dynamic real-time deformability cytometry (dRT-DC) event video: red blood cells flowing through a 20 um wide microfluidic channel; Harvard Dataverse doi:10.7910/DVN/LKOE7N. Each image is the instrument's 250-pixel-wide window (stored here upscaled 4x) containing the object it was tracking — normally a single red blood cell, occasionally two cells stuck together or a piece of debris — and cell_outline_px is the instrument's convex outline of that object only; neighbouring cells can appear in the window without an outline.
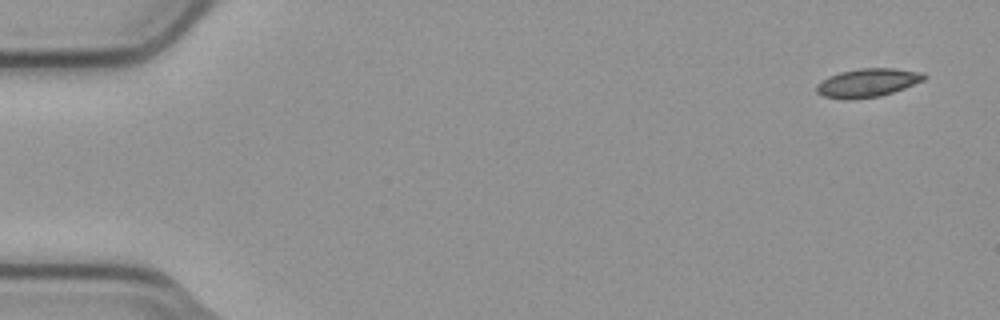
{"species": "common noctule bat (a hibernating species)", "species_latin": "Nyctalus noctula", "temperature_condition": "cold", "stored_images_in_passage": 5, "camera_frame_rate_fps": 3000, "um_per_image_px": 0.085, "animal": {"sex": "male", "body_mass_g": 23.1, "forearm_length_mm": 52.7}, "frame": {"image": 1, "passage_image": 1, "time_ms": 0.0, "image_size_px": [1000, 320], "cell_outline_px": [[928, 76], [924, 80], [904, 88], [880, 96], [824, 96], [816, 92], [816, 84], [828, 76], [840, 72], [860, 68], [892, 68], [924, 72]], "centroid_in_image_um": [73.81, 6.97], "position_along_channel_um": 11.2, "area_um2": 17.11}}
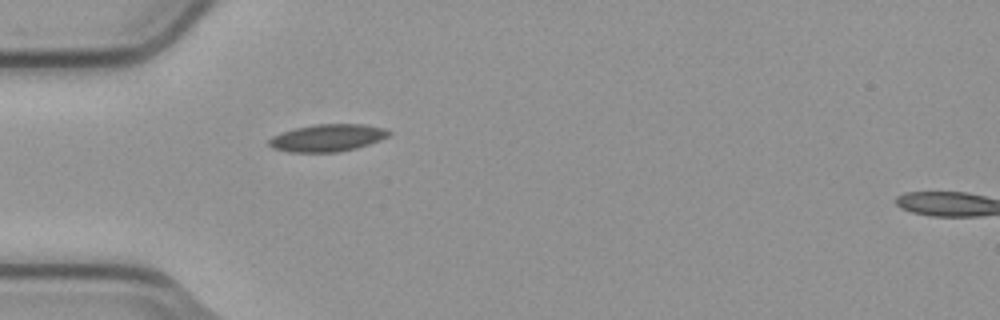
{"frame": {"image": 2, "passage_image": 5, "time_ms": 1.333, "image_size_px": [1000, 320], "cell_outline_px": [[392, 132], [388, 136], [380, 140], [356, 148], [336, 152], [288, 152], [272, 148], [268, 144], [268, 140], [272, 136], [280, 132], [296, 128], [316, 124], [364, 124], [384, 128]], "centroid_in_image_um": [27.81, 11.71], "position_along_channel_um": 57.2, "area_um2": 19.07}}